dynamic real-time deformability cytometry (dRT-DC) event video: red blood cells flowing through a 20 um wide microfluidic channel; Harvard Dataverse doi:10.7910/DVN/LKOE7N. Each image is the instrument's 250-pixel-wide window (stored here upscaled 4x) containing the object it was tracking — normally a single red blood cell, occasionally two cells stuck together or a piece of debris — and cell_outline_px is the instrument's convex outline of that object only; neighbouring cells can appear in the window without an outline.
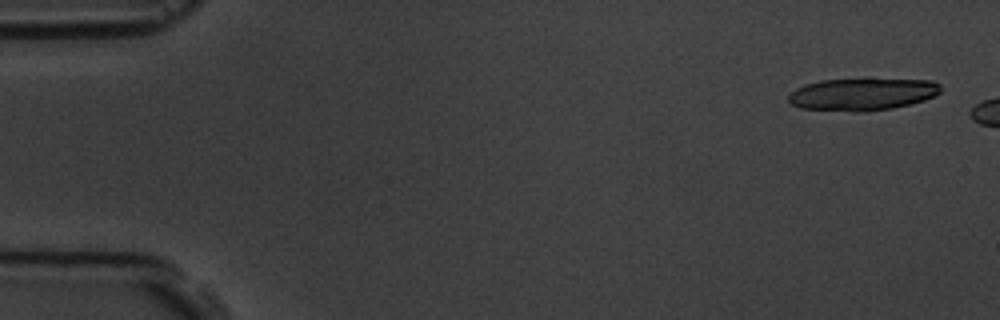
{"species": "common noctule bat (a hibernating species)", "species_latin": "Nyctalus noctula", "temperature_condition": "room temperature", "stored_images_in_passage": 3, "camera_frame_rate_fps": 3000, "um_per_image_px": 0.085, "animal": {"sex": "male", "body_mass_g": 19.5, "forearm_length_mm": 54.6}, "frame": {"image": 1, "passage_image": 1, "time_ms": 0.0, "image_size_px": [1000, 320], "cell_outline_px": [[940, 92], [936, 96], [924, 100], [892, 108], [864, 112], [856, 112], [800, 108], [792, 104], [788, 100], [788, 96], [796, 88], [804, 84], [820, 80], [864, 76], [872, 76], [932, 80], [940, 84]], "centroid_in_image_um": [73.33, 7.95], "position_along_channel_um": 11.7, "area_um2": 30.06}}